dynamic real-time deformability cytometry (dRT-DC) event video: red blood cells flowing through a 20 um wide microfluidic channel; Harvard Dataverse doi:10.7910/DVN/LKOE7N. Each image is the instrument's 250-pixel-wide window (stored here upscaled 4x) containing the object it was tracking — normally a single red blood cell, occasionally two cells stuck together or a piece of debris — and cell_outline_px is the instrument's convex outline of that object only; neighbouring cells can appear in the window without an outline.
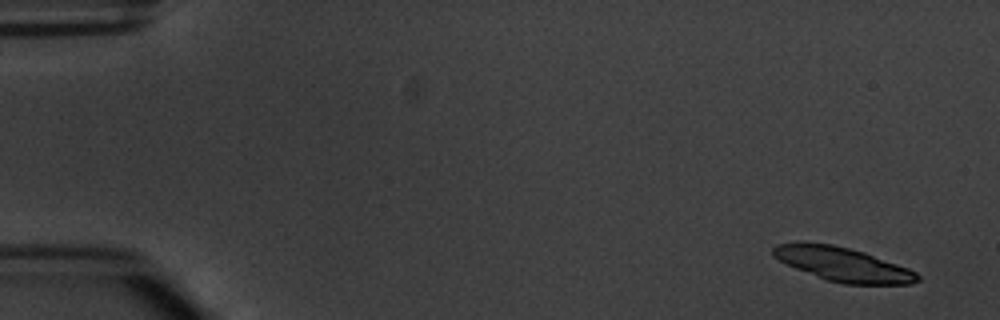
{"species": "common noctule bat (a hibernating species)", "species_latin": "Nyctalus noctula", "temperature_condition": "warm", "stored_images_in_passage": 7, "camera_frame_rate_fps": 3000, "um_per_image_px": 0.085, "animal": {"sex": "male", "body_mass_g": 20.1, "forearm_length_mm": 53.5}, "frame": {"image": 1, "passage_image": 1, "time_ms": 0.0, "image_size_px": [1000, 320], "cell_outline_px": [[920, 280], [908, 284], [844, 284], [828, 280], [796, 268], [772, 256], [772, 248], [776, 244], [796, 240], [832, 244], [864, 252], [908, 268], [916, 272], [920, 276]], "centroid_in_image_um": [71.6, 22.43], "position_along_channel_um": 13.4, "area_um2": 28.61}}